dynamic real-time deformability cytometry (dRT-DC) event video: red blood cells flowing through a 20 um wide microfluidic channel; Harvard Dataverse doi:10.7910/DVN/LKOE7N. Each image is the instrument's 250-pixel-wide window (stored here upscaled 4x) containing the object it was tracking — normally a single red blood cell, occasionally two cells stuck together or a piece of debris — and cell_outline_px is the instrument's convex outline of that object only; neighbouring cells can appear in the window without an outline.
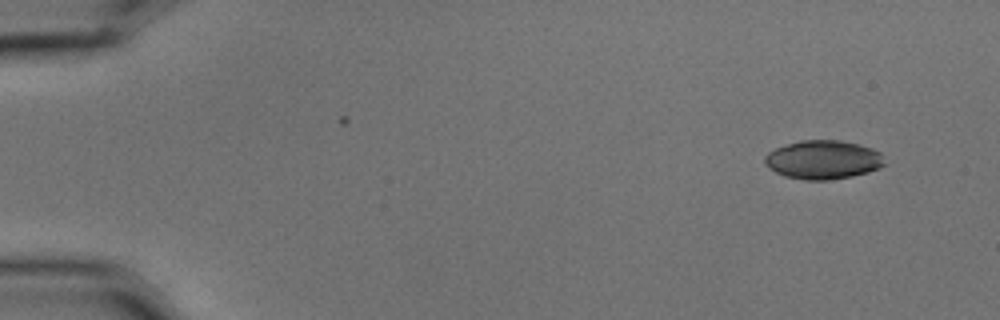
{"species": "common noctule bat (a hibernating species)", "species_latin": "Nyctalus noctula", "temperature_condition": "cold", "stored_images_in_passage": 6, "camera_frame_rate_fps": 3000, "um_per_image_px": 0.085, "animal": {"sex": "male", "body_mass_g": 15.6}, "frame": {"image": 1, "passage_image": 1, "time_ms": 0.0, "image_size_px": [1000, 320], "cell_outline_px": [[884, 164], [880, 168], [868, 172], [852, 176], [828, 180], [804, 180], [784, 176], [768, 168], [764, 164], [764, 156], [768, 152], [776, 148], [800, 140], [840, 140], [860, 144], [872, 148], [880, 152]], "centroid_in_image_um": [69.94, 13.58], "position_along_channel_um": 15.1, "area_um2": 27.17}}
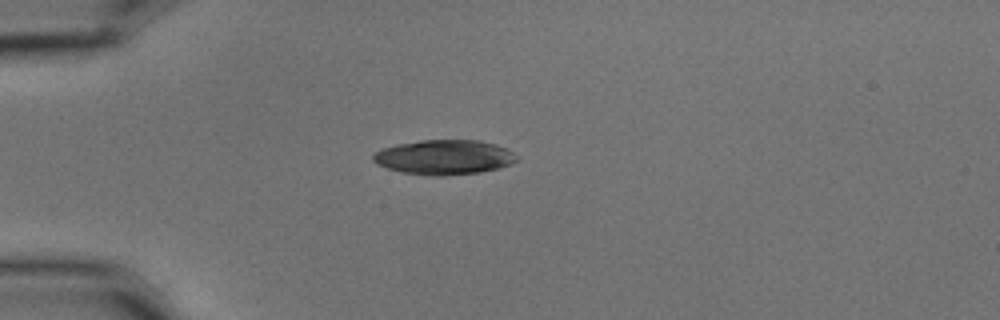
{"frame": {"image": 2, "passage_image": 4, "time_ms": 1.0, "image_size_px": [1000, 320], "cell_outline_px": [[520, 160], [512, 164], [500, 168], [480, 172], [440, 176], [432, 176], [400, 172], [376, 164], [372, 160], [372, 156], [376, 152], [384, 148], [396, 144], [420, 140], [480, 140], [496, 144], [508, 148], [520, 156]], "centroid_in_image_um": [37.82, 13.36], "position_along_channel_um": 47.2, "area_um2": 29.48}}
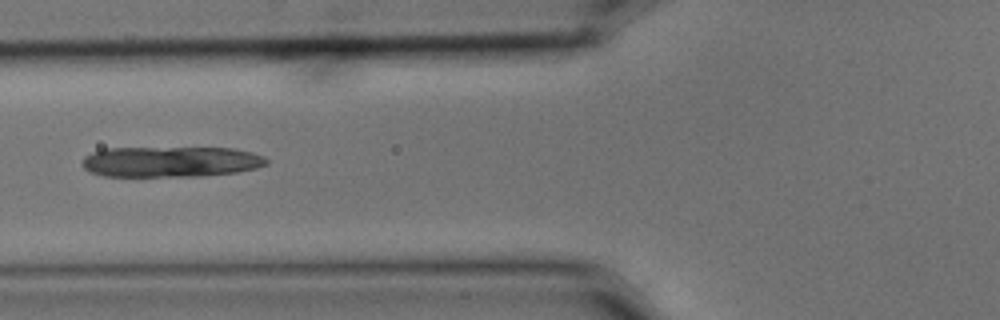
{"frame": {"image": 3, "passage_image": 6, "time_ms": 1.667, "image_size_px": [1000, 320], "cell_outline_px": [[268, 164], [256, 168], [236, 172], [200, 176], [104, 176], [88, 172], [80, 164], [84, 156], [92, 152], [104, 148], [236, 148], [252, 152], [264, 156], [268, 160]], "centroid_in_image_um": [14.49, 13.74], "position_along_channel_um": 111.3, "area_um2": 33.18}}